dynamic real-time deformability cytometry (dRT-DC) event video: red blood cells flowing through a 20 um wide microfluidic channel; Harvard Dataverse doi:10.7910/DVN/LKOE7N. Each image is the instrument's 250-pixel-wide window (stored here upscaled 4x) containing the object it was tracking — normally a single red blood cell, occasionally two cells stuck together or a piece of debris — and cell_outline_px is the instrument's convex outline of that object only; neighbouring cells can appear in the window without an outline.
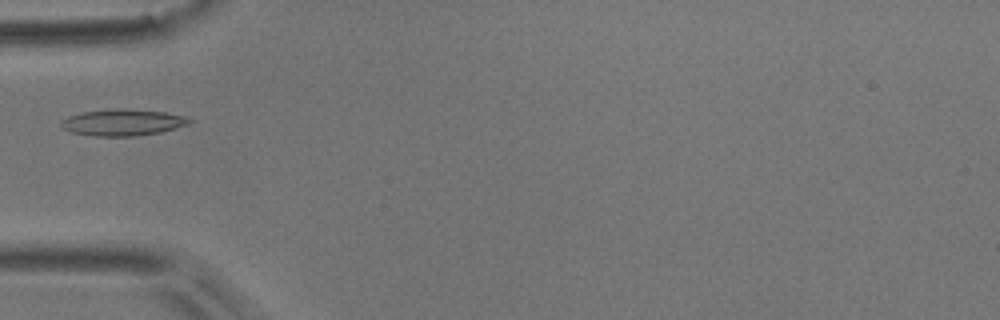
{"species": "common noctule bat (a hibernating species)", "species_latin": "Nyctalus noctula", "temperature_condition": "room temperature", "stored_images_in_passage": 3, "camera_frame_rate_fps": 3000, "um_per_image_px": 0.085, "animal": {"sex": "male", "body_mass_g": 17.9}, "frame": {"image": 1, "passage_image": 3, "time_ms": 0.667, "image_size_px": [1000, 320], "cell_outline_px": [[192, 120], [188, 124], [176, 128], [160, 132], [132, 136], [92, 136], [72, 132], [60, 128], [60, 120], [68, 116], [84, 112], [116, 108], [120, 108], [164, 112], [184, 116]], "centroid_in_image_um": [10.38, 10.41], "position_along_channel_um": 74.6, "area_um2": 19.71}}